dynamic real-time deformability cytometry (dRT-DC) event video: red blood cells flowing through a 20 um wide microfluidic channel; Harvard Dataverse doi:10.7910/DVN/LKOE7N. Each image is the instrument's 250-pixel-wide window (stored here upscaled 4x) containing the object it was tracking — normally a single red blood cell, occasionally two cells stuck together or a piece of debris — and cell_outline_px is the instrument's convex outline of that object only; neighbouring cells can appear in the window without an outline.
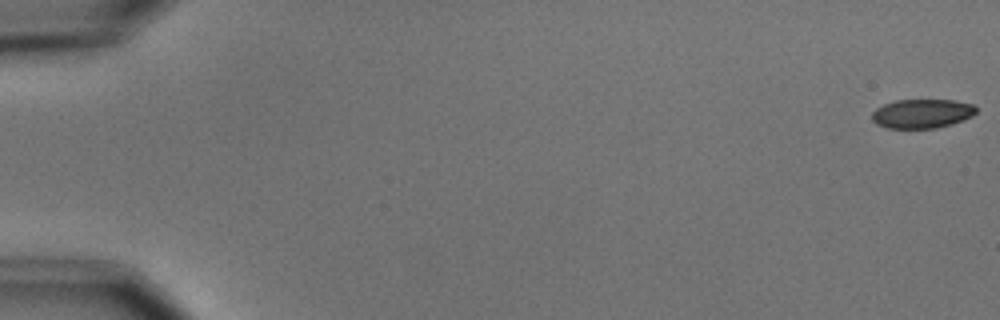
{"species": "common noctule bat (a hibernating species)", "species_latin": "Nyctalus noctula", "temperature_condition": "cold", "stored_images_in_passage": 7, "camera_frame_rate_fps": 3000, "um_per_image_px": 0.085, "animal": {"sex": "male", "body_mass_g": 15.6}, "frame": {"image": 1, "passage_image": 1, "time_ms": 0.0, "image_size_px": [1000, 320], "cell_outline_px": [[976, 112], [972, 116], [964, 120], [952, 124], [936, 128], [888, 128], [876, 124], [872, 120], [872, 112], [876, 108], [884, 104], [896, 100], [956, 100], [972, 104], [976, 108]], "centroid_in_image_um": [78.37, 9.66], "position_along_channel_um": 6.6, "area_um2": 17.74}}
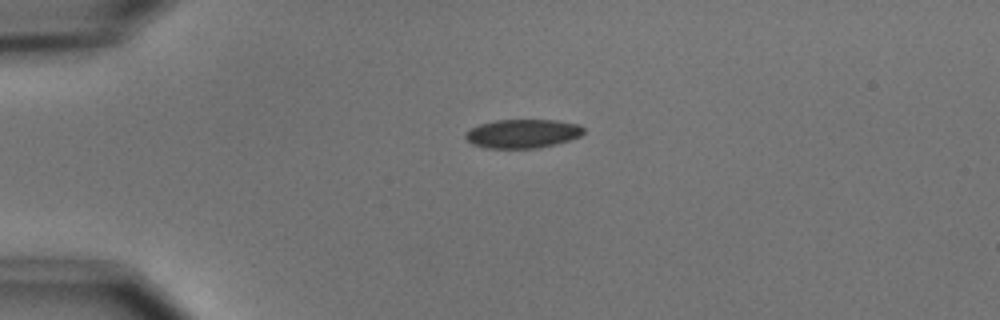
{"frame": {"image": 2, "passage_image": 5, "time_ms": 4.333, "image_size_px": [1000, 320], "cell_outline_px": [[584, 132], [580, 136], [568, 140], [536, 148], [484, 148], [472, 144], [464, 136], [464, 132], [480, 124], [496, 120], [556, 120], [580, 124], [584, 128]], "centroid_in_image_um": [44.4, 11.35], "position_along_channel_um": 40.6, "area_um2": 19.77}}